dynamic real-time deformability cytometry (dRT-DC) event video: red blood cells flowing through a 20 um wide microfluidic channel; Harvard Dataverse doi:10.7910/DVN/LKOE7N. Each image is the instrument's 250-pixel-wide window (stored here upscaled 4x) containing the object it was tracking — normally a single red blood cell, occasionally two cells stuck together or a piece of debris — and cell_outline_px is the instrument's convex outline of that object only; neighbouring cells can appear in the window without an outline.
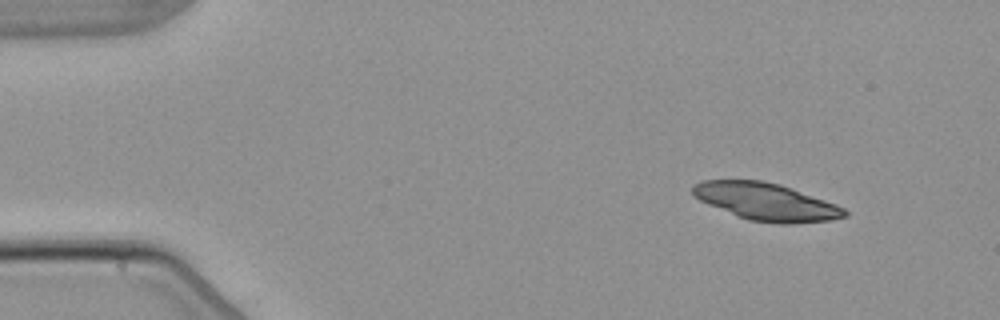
{"species": "common noctule bat (a hibernating species)", "species_latin": "Nyctalus noctula", "temperature_condition": "warm", "stored_images_in_passage": 5, "camera_frame_rate_fps": 3000, "um_per_image_px": 0.085, "animal": {"sex": "male", "body_mass_g": 21.5, "forearm_length_mm": 52.0}, "frame": {"image": 1, "passage_image": 1, "time_ms": 0.0, "image_size_px": [1000, 320], "cell_outline_px": [[848, 216], [828, 220], [788, 224], [780, 224], [748, 220], [708, 204], [692, 196], [692, 188], [696, 184], [704, 180], [764, 180], [780, 184], [792, 188], [836, 204], [844, 208], [848, 212]], "centroid_in_image_um": [65.12, 17.14], "position_along_channel_um": 19.9, "area_um2": 32.95}}
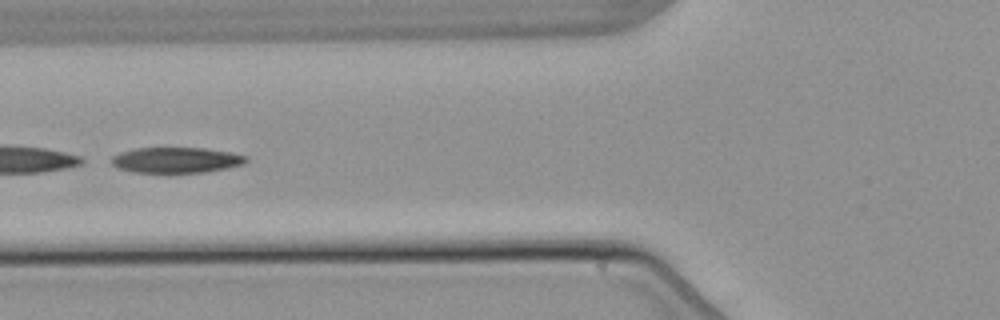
{"frame": {"image": 2, "passage_image": 5, "time_ms": 5.0, "image_size_px": [1000, 320], "cell_outline_px": [[248, 160], [244, 164], [204, 172], [132, 172], [120, 168], [112, 164], [112, 156], [120, 152], [132, 148], [204, 148], [232, 152], [248, 156]], "centroid_in_image_um": [14.99, 13.59], "position_along_channel_um": 110.8, "area_um2": 20.0}}